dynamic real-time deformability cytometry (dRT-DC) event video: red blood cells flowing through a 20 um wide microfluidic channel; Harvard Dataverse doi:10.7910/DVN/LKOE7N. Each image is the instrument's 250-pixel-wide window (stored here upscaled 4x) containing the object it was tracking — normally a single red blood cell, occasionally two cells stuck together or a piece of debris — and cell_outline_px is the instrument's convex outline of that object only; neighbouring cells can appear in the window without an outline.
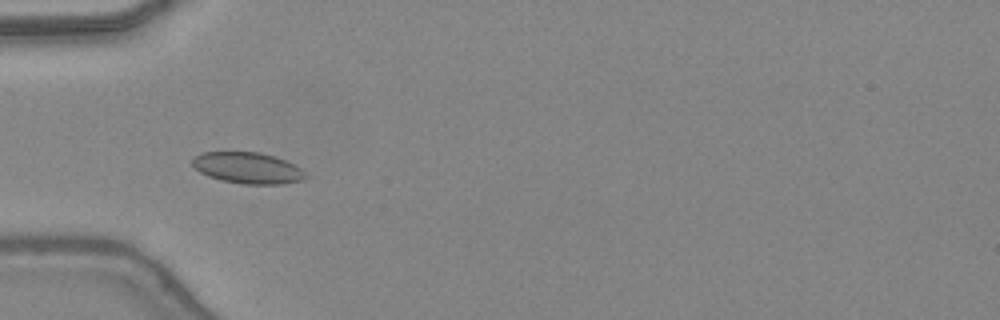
{"species": "common noctule bat (a hibernating species)", "species_latin": "Nyctalus noctula", "temperature_condition": "warm", "stored_images_in_passage": 7, "camera_frame_rate_fps": 3000, "um_per_image_px": 0.085, "animal": {"sex": "female", "body_mass_g": 24.6, "forearm_length_mm": 56.2}, "frame": {"image": 1, "passage_image": 3, "time_ms": 0.667, "image_size_px": [1000, 320], "cell_outline_px": [[308, 176], [304, 180], [280, 184], [244, 184], [220, 180], [208, 176], [200, 172], [192, 164], [192, 160], [196, 156], [204, 152], [260, 152], [284, 160], [300, 168]], "centroid_in_image_um": [21.06, 14.28], "position_along_channel_um": 63.9, "area_um2": 20.4}}